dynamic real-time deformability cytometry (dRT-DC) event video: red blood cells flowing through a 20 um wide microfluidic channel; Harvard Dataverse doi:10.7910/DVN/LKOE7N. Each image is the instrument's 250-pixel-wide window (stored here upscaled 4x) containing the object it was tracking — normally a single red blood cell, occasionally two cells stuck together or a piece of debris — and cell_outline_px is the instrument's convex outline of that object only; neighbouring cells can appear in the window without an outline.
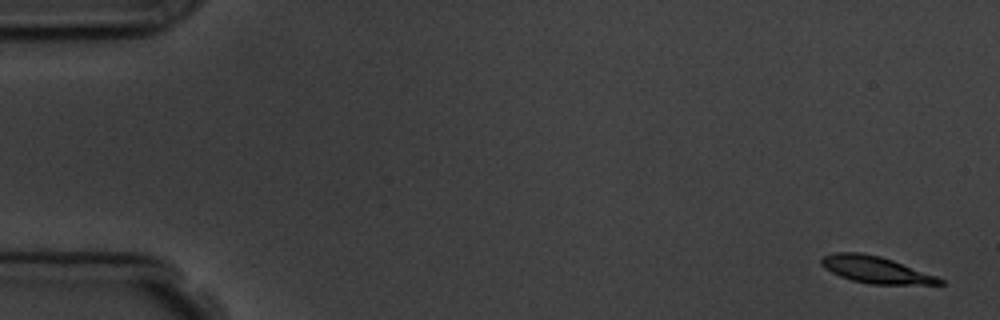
{"species": "common noctule bat (a hibernating species)", "species_latin": "Nyctalus noctula", "temperature_condition": "room temperature", "stored_images_in_passage": 5, "camera_frame_rate_fps": 3000, "um_per_image_px": 0.085, "animal": {"sex": "male", "body_mass_g": 19.5, "forearm_length_mm": 54.6}, "frame": {"image": 1, "passage_image": 1, "time_ms": 0.0, "image_size_px": [1000, 320], "cell_outline_px": [[944, 284], [868, 284], [852, 280], [840, 276], [824, 268], [820, 264], [820, 256], [836, 252], [860, 252], [880, 256], [892, 260], [936, 276], [944, 280]], "centroid_in_image_um": [74.37, 22.91], "position_along_channel_um": 10.6, "area_um2": 18.38}}
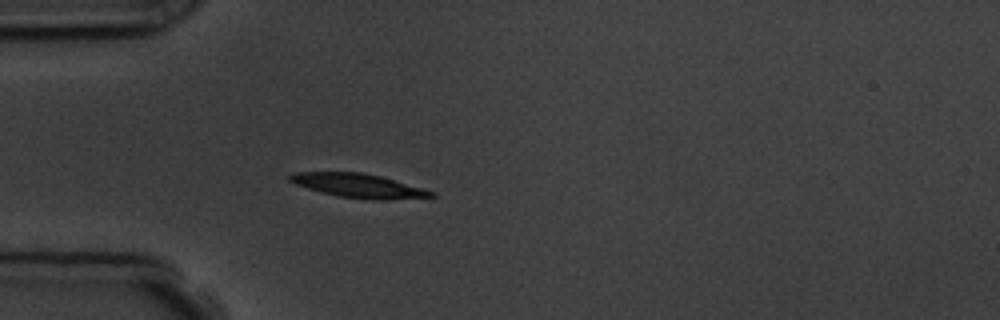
{"frame": {"image": 2, "passage_image": 5, "time_ms": 4.667, "image_size_px": [1000, 320], "cell_outline_px": [[436, 196], [384, 200], [368, 200], [340, 196], [308, 188], [296, 184], [288, 180], [288, 176], [296, 172], [360, 172], [380, 176], [424, 188], [436, 192]], "centroid_in_image_um": [30.51, 15.78], "position_along_channel_um": 54.5, "area_um2": 19.54}}